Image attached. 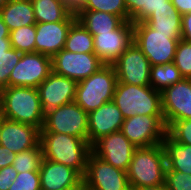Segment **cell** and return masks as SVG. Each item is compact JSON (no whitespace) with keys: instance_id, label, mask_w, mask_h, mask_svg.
Wrapping results in <instances>:
<instances>
[{"instance_id":"39","label":"cell","mask_w":191,"mask_h":190,"mask_svg":"<svg viewBox=\"0 0 191 190\" xmlns=\"http://www.w3.org/2000/svg\"><path fill=\"white\" fill-rule=\"evenodd\" d=\"M181 39L191 43V12L182 15Z\"/></svg>"},{"instance_id":"17","label":"cell","mask_w":191,"mask_h":190,"mask_svg":"<svg viewBox=\"0 0 191 190\" xmlns=\"http://www.w3.org/2000/svg\"><path fill=\"white\" fill-rule=\"evenodd\" d=\"M76 16L68 15L63 21L36 23L35 52L52 58L62 49Z\"/></svg>"},{"instance_id":"22","label":"cell","mask_w":191,"mask_h":190,"mask_svg":"<svg viewBox=\"0 0 191 190\" xmlns=\"http://www.w3.org/2000/svg\"><path fill=\"white\" fill-rule=\"evenodd\" d=\"M162 145L166 156V171L191 175V146L177 143L168 134L165 135Z\"/></svg>"},{"instance_id":"46","label":"cell","mask_w":191,"mask_h":190,"mask_svg":"<svg viewBox=\"0 0 191 190\" xmlns=\"http://www.w3.org/2000/svg\"><path fill=\"white\" fill-rule=\"evenodd\" d=\"M9 0H0V9L8 2Z\"/></svg>"},{"instance_id":"18","label":"cell","mask_w":191,"mask_h":190,"mask_svg":"<svg viewBox=\"0 0 191 190\" xmlns=\"http://www.w3.org/2000/svg\"><path fill=\"white\" fill-rule=\"evenodd\" d=\"M40 144V130L29 124L12 121L1 116L0 145L13 153L36 148Z\"/></svg>"},{"instance_id":"3","label":"cell","mask_w":191,"mask_h":190,"mask_svg":"<svg viewBox=\"0 0 191 190\" xmlns=\"http://www.w3.org/2000/svg\"><path fill=\"white\" fill-rule=\"evenodd\" d=\"M166 156L162 144L137 147L127 170L131 189L165 183Z\"/></svg>"},{"instance_id":"4","label":"cell","mask_w":191,"mask_h":190,"mask_svg":"<svg viewBox=\"0 0 191 190\" xmlns=\"http://www.w3.org/2000/svg\"><path fill=\"white\" fill-rule=\"evenodd\" d=\"M112 101L125 119L135 115H163L161 92L150 85L117 82Z\"/></svg>"},{"instance_id":"2","label":"cell","mask_w":191,"mask_h":190,"mask_svg":"<svg viewBox=\"0 0 191 190\" xmlns=\"http://www.w3.org/2000/svg\"><path fill=\"white\" fill-rule=\"evenodd\" d=\"M43 159L75 169L82 177L91 151L89 142L68 134L40 131Z\"/></svg>"},{"instance_id":"20","label":"cell","mask_w":191,"mask_h":190,"mask_svg":"<svg viewBox=\"0 0 191 190\" xmlns=\"http://www.w3.org/2000/svg\"><path fill=\"white\" fill-rule=\"evenodd\" d=\"M41 190L84 188L83 177L73 168L42 159L40 169Z\"/></svg>"},{"instance_id":"21","label":"cell","mask_w":191,"mask_h":190,"mask_svg":"<svg viewBox=\"0 0 191 190\" xmlns=\"http://www.w3.org/2000/svg\"><path fill=\"white\" fill-rule=\"evenodd\" d=\"M0 16L10 31L36 24L31 0H9L0 9Z\"/></svg>"},{"instance_id":"10","label":"cell","mask_w":191,"mask_h":190,"mask_svg":"<svg viewBox=\"0 0 191 190\" xmlns=\"http://www.w3.org/2000/svg\"><path fill=\"white\" fill-rule=\"evenodd\" d=\"M104 65L95 53H73L65 49L51 58L52 72L77 83L88 78Z\"/></svg>"},{"instance_id":"38","label":"cell","mask_w":191,"mask_h":190,"mask_svg":"<svg viewBox=\"0 0 191 190\" xmlns=\"http://www.w3.org/2000/svg\"><path fill=\"white\" fill-rule=\"evenodd\" d=\"M70 15L78 16L85 10L86 0H59Z\"/></svg>"},{"instance_id":"40","label":"cell","mask_w":191,"mask_h":190,"mask_svg":"<svg viewBox=\"0 0 191 190\" xmlns=\"http://www.w3.org/2000/svg\"><path fill=\"white\" fill-rule=\"evenodd\" d=\"M16 153L0 145V169L13 164Z\"/></svg>"},{"instance_id":"11","label":"cell","mask_w":191,"mask_h":190,"mask_svg":"<svg viewBox=\"0 0 191 190\" xmlns=\"http://www.w3.org/2000/svg\"><path fill=\"white\" fill-rule=\"evenodd\" d=\"M112 65L118 82L137 86L150 85V62L134 41Z\"/></svg>"},{"instance_id":"33","label":"cell","mask_w":191,"mask_h":190,"mask_svg":"<svg viewBox=\"0 0 191 190\" xmlns=\"http://www.w3.org/2000/svg\"><path fill=\"white\" fill-rule=\"evenodd\" d=\"M167 134L177 143L191 146V119L174 121Z\"/></svg>"},{"instance_id":"45","label":"cell","mask_w":191,"mask_h":190,"mask_svg":"<svg viewBox=\"0 0 191 190\" xmlns=\"http://www.w3.org/2000/svg\"><path fill=\"white\" fill-rule=\"evenodd\" d=\"M134 190H168V188L166 184L164 183L162 185L141 187V188H136Z\"/></svg>"},{"instance_id":"34","label":"cell","mask_w":191,"mask_h":190,"mask_svg":"<svg viewBox=\"0 0 191 190\" xmlns=\"http://www.w3.org/2000/svg\"><path fill=\"white\" fill-rule=\"evenodd\" d=\"M9 190H41L39 171L18 173Z\"/></svg>"},{"instance_id":"31","label":"cell","mask_w":191,"mask_h":190,"mask_svg":"<svg viewBox=\"0 0 191 190\" xmlns=\"http://www.w3.org/2000/svg\"><path fill=\"white\" fill-rule=\"evenodd\" d=\"M21 56L22 52L15 48H10L0 55V90L9 87V77Z\"/></svg>"},{"instance_id":"16","label":"cell","mask_w":191,"mask_h":190,"mask_svg":"<svg viewBox=\"0 0 191 190\" xmlns=\"http://www.w3.org/2000/svg\"><path fill=\"white\" fill-rule=\"evenodd\" d=\"M77 82L54 72L38 86L44 113L75 101Z\"/></svg>"},{"instance_id":"43","label":"cell","mask_w":191,"mask_h":190,"mask_svg":"<svg viewBox=\"0 0 191 190\" xmlns=\"http://www.w3.org/2000/svg\"><path fill=\"white\" fill-rule=\"evenodd\" d=\"M11 47L10 38H1L0 39V55L4 54L5 51H8Z\"/></svg>"},{"instance_id":"24","label":"cell","mask_w":191,"mask_h":190,"mask_svg":"<svg viewBox=\"0 0 191 190\" xmlns=\"http://www.w3.org/2000/svg\"><path fill=\"white\" fill-rule=\"evenodd\" d=\"M76 19L93 36L113 31L124 22L119 16L114 14L92 10H84L76 17Z\"/></svg>"},{"instance_id":"9","label":"cell","mask_w":191,"mask_h":190,"mask_svg":"<svg viewBox=\"0 0 191 190\" xmlns=\"http://www.w3.org/2000/svg\"><path fill=\"white\" fill-rule=\"evenodd\" d=\"M84 190H129L127 172L113 167L92 152L87 159L83 176Z\"/></svg>"},{"instance_id":"30","label":"cell","mask_w":191,"mask_h":190,"mask_svg":"<svg viewBox=\"0 0 191 190\" xmlns=\"http://www.w3.org/2000/svg\"><path fill=\"white\" fill-rule=\"evenodd\" d=\"M85 10L114 14L123 21H128V13L124 0H86Z\"/></svg>"},{"instance_id":"19","label":"cell","mask_w":191,"mask_h":190,"mask_svg":"<svg viewBox=\"0 0 191 190\" xmlns=\"http://www.w3.org/2000/svg\"><path fill=\"white\" fill-rule=\"evenodd\" d=\"M124 120L122 112L113 101L88 113L89 144L92 146L103 136L121 131Z\"/></svg>"},{"instance_id":"1","label":"cell","mask_w":191,"mask_h":190,"mask_svg":"<svg viewBox=\"0 0 191 190\" xmlns=\"http://www.w3.org/2000/svg\"><path fill=\"white\" fill-rule=\"evenodd\" d=\"M0 115L3 118L29 124L41 130L45 113L38 89L9 86L0 90Z\"/></svg>"},{"instance_id":"8","label":"cell","mask_w":191,"mask_h":190,"mask_svg":"<svg viewBox=\"0 0 191 190\" xmlns=\"http://www.w3.org/2000/svg\"><path fill=\"white\" fill-rule=\"evenodd\" d=\"M121 132L136 147L162 144L167 128L163 115H135L124 120Z\"/></svg>"},{"instance_id":"41","label":"cell","mask_w":191,"mask_h":190,"mask_svg":"<svg viewBox=\"0 0 191 190\" xmlns=\"http://www.w3.org/2000/svg\"><path fill=\"white\" fill-rule=\"evenodd\" d=\"M161 7H169V0H147V8H145V20L157 9Z\"/></svg>"},{"instance_id":"26","label":"cell","mask_w":191,"mask_h":190,"mask_svg":"<svg viewBox=\"0 0 191 190\" xmlns=\"http://www.w3.org/2000/svg\"><path fill=\"white\" fill-rule=\"evenodd\" d=\"M36 23L63 21L69 13L59 0H31Z\"/></svg>"},{"instance_id":"5","label":"cell","mask_w":191,"mask_h":190,"mask_svg":"<svg viewBox=\"0 0 191 190\" xmlns=\"http://www.w3.org/2000/svg\"><path fill=\"white\" fill-rule=\"evenodd\" d=\"M118 79L113 65H104L77 83L75 102L87 113L113 100Z\"/></svg>"},{"instance_id":"44","label":"cell","mask_w":191,"mask_h":190,"mask_svg":"<svg viewBox=\"0 0 191 190\" xmlns=\"http://www.w3.org/2000/svg\"><path fill=\"white\" fill-rule=\"evenodd\" d=\"M1 38H10V30L0 16V39Z\"/></svg>"},{"instance_id":"48","label":"cell","mask_w":191,"mask_h":190,"mask_svg":"<svg viewBox=\"0 0 191 190\" xmlns=\"http://www.w3.org/2000/svg\"><path fill=\"white\" fill-rule=\"evenodd\" d=\"M0 133H1V115H0Z\"/></svg>"},{"instance_id":"25","label":"cell","mask_w":191,"mask_h":190,"mask_svg":"<svg viewBox=\"0 0 191 190\" xmlns=\"http://www.w3.org/2000/svg\"><path fill=\"white\" fill-rule=\"evenodd\" d=\"M93 35L76 20L68 32L64 49L73 53H94Z\"/></svg>"},{"instance_id":"37","label":"cell","mask_w":191,"mask_h":190,"mask_svg":"<svg viewBox=\"0 0 191 190\" xmlns=\"http://www.w3.org/2000/svg\"><path fill=\"white\" fill-rule=\"evenodd\" d=\"M18 172L13 165L0 169V190H9L13 181L16 179Z\"/></svg>"},{"instance_id":"14","label":"cell","mask_w":191,"mask_h":190,"mask_svg":"<svg viewBox=\"0 0 191 190\" xmlns=\"http://www.w3.org/2000/svg\"><path fill=\"white\" fill-rule=\"evenodd\" d=\"M94 53L105 64L112 65L133 43V23L124 21L117 29L93 36Z\"/></svg>"},{"instance_id":"42","label":"cell","mask_w":191,"mask_h":190,"mask_svg":"<svg viewBox=\"0 0 191 190\" xmlns=\"http://www.w3.org/2000/svg\"><path fill=\"white\" fill-rule=\"evenodd\" d=\"M171 2L181 15L191 12V0H171Z\"/></svg>"},{"instance_id":"35","label":"cell","mask_w":191,"mask_h":190,"mask_svg":"<svg viewBox=\"0 0 191 190\" xmlns=\"http://www.w3.org/2000/svg\"><path fill=\"white\" fill-rule=\"evenodd\" d=\"M165 184L168 190H191V175L179 171H166Z\"/></svg>"},{"instance_id":"6","label":"cell","mask_w":191,"mask_h":190,"mask_svg":"<svg viewBox=\"0 0 191 190\" xmlns=\"http://www.w3.org/2000/svg\"><path fill=\"white\" fill-rule=\"evenodd\" d=\"M181 34H162L145 22L133 23V41L145 54L151 66L174 61Z\"/></svg>"},{"instance_id":"47","label":"cell","mask_w":191,"mask_h":190,"mask_svg":"<svg viewBox=\"0 0 191 190\" xmlns=\"http://www.w3.org/2000/svg\"><path fill=\"white\" fill-rule=\"evenodd\" d=\"M64 190H84V188H70V189H64Z\"/></svg>"},{"instance_id":"29","label":"cell","mask_w":191,"mask_h":190,"mask_svg":"<svg viewBox=\"0 0 191 190\" xmlns=\"http://www.w3.org/2000/svg\"><path fill=\"white\" fill-rule=\"evenodd\" d=\"M42 159L43 153L41 145L39 144L36 148L16 153L12 165L18 173L39 171Z\"/></svg>"},{"instance_id":"13","label":"cell","mask_w":191,"mask_h":190,"mask_svg":"<svg viewBox=\"0 0 191 190\" xmlns=\"http://www.w3.org/2000/svg\"><path fill=\"white\" fill-rule=\"evenodd\" d=\"M136 148L121 131H118L97 140L91 146V151L106 163L127 172Z\"/></svg>"},{"instance_id":"23","label":"cell","mask_w":191,"mask_h":190,"mask_svg":"<svg viewBox=\"0 0 191 190\" xmlns=\"http://www.w3.org/2000/svg\"><path fill=\"white\" fill-rule=\"evenodd\" d=\"M182 15L169 0V7L155 10L144 22L157 33L181 34Z\"/></svg>"},{"instance_id":"36","label":"cell","mask_w":191,"mask_h":190,"mask_svg":"<svg viewBox=\"0 0 191 190\" xmlns=\"http://www.w3.org/2000/svg\"><path fill=\"white\" fill-rule=\"evenodd\" d=\"M128 13V21L139 23L145 21L147 0H124Z\"/></svg>"},{"instance_id":"7","label":"cell","mask_w":191,"mask_h":190,"mask_svg":"<svg viewBox=\"0 0 191 190\" xmlns=\"http://www.w3.org/2000/svg\"><path fill=\"white\" fill-rule=\"evenodd\" d=\"M40 131L68 134L88 142V113L75 101L62 105L45 113Z\"/></svg>"},{"instance_id":"28","label":"cell","mask_w":191,"mask_h":190,"mask_svg":"<svg viewBox=\"0 0 191 190\" xmlns=\"http://www.w3.org/2000/svg\"><path fill=\"white\" fill-rule=\"evenodd\" d=\"M36 24L10 31L11 47L22 53L35 52Z\"/></svg>"},{"instance_id":"15","label":"cell","mask_w":191,"mask_h":190,"mask_svg":"<svg viewBox=\"0 0 191 190\" xmlns=\"http://www.w3.org/2000/svg\"><path fill=\"white\" fill-rule=\"evenodd\" d=\"M161 101L166 128L174 121L191 119V79L183 78L165 88Z\"/></svg>"},{"instance_id":"32","label":"cell","mask_w":191,"mask_h":190,"mask_svg":"<svg viewBox=\"0 0 191 190\" xmlns=\"http://www.w3.org/2000/svg\"><path fill=\"white\" fill-rule=\"evenodd\" d=\"M173 62L183 78L191 79V43L178 41Z\"/></svg>"},{"instance_id":"12","label":"cell","mask_w":191,"mask_h":190,"mask_svg":"<svg viewBox=\"0 0 191 190\" xmlns=\"http://www.w3.org/2000/svg\"><path fill=\"white\" fill-rule=\"evenodd\" d=\"M52 72L51 58L41 53H22L9 77V86L38 88Z\"/></svg>"},{"instance_id":"27","label":"cell","mask_w":191,"mask_h":190,"mask_svg":"<svg viewBox=\"0 0 191 190\" xmlns=\"http://www.w3.org/2000/svg\"><path fill=\"white\" fill-rule=\"evenodd\" d=\"M182 79L183 77L174 62L154 65L150 68V86L157 91L162 92L165 88L180 82Z\"/></svg>"}]
</instances>
